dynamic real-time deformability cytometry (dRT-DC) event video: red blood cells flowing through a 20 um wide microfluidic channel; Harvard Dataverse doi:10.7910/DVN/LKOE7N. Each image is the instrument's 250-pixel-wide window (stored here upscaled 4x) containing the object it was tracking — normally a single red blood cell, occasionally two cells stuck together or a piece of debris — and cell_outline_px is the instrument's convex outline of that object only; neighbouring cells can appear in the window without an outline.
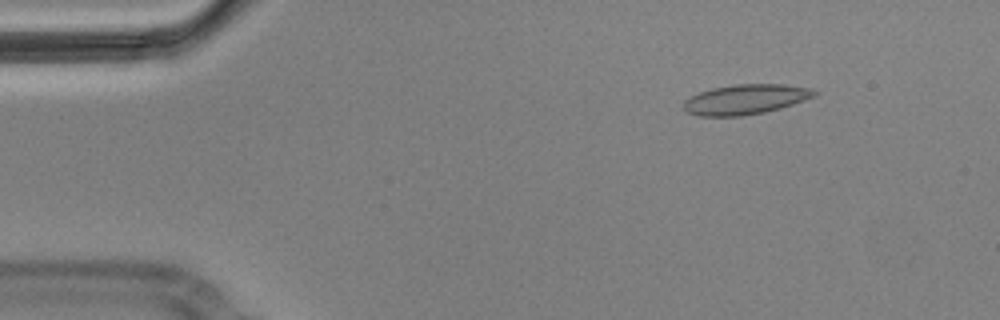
{"species": "Egyptian fruit bat (a non-hibernating species)", "species_latin": "Rousettus aegyptiacus", "temperature_condition": "cold", "stored_images_in_passage": 6, "camera_frame_rate_fps": 3000, "um_per_image_px": 0.085, "animal": {"sex": "male"}, "frame": {"image": 1, "passage_image": 2, "time_ms": 0.333, "image_size_px": [1000, 320], "cell_outline_px": [[820, 92], [816, 96], [780, 108], [764, 112], [744, 116], [696, 116], [688, 112], [684, 108], [684, 100], [700, 92], [712, 88], [736, 84], [780, 84], [808, 88]], "centroid_in_image_um": [63.37, 8.45], "position_along_channel_um": 21.6, "area_um2": 22.72}}
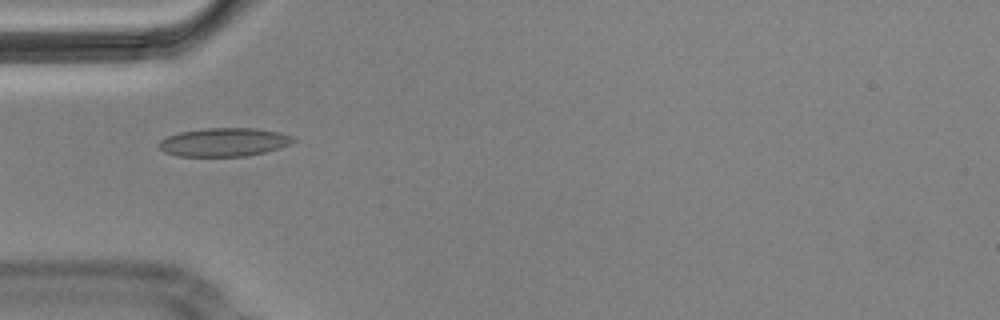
{"frame": {"image": 2, "passage_image": 5, "time_ms": 1.333, "image_size_px": [1000, 320], "cell_outline_px": [[296, 140], [292, 144], [280, 148], [264, 152], [244, 156], [176, 156], [164, 152], [156, 144], [160, 140], [168, 136], [180, 132], [204, 128], [256, 128], [280, 132], [292, 136]], "centroid_in_image_um": [19.04, 12.08], "position_along_channel_um": 66.0, "area_um2": 22.43}}